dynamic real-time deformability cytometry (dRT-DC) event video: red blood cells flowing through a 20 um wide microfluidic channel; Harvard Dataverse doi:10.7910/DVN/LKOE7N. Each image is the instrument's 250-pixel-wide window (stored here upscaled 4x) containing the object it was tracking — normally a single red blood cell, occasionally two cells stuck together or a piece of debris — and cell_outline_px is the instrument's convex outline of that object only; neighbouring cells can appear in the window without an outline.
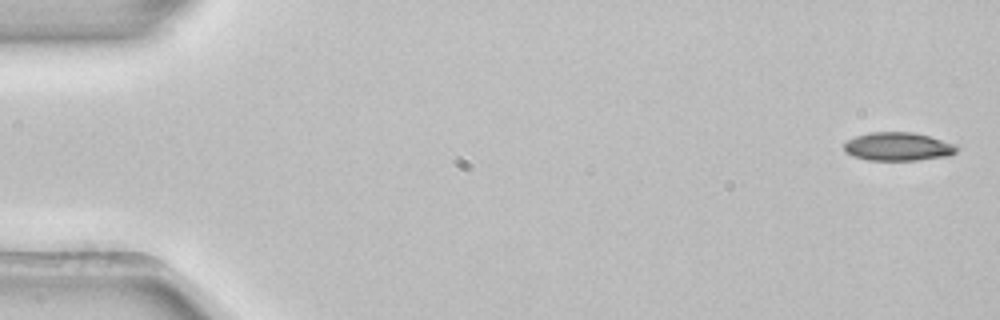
{"species": "common noctule bat (a hibernating species)", "species_latin": "Nyctalus noctula", "temperature_condition": "room temperature", "stored_images_in_passage": 4, "camera_frame_rate_fps": 3000, "um_per_image_px": 0.085, "animal": {"sex": "female", "body_mass_g": 22.7, "forearm_length_mm": 54.2}, "frame": {"image": 1, "passage_image": 1, "time_ms": 0.0, "image_size_px": [1000, 320], "cell_outline_px": [[960, 148], [956, 152], [948, 156], [916, 160], [868, 160], [852, 156], [844, 152], [844, 144], [848, 140], [856, 136], [868, 132], [912, 132], [928, 136], [956, 144]], "centroid_in_image_um": [76.33, 12.46], "position_along_channel_um": 8.7, "area_um2": 18.73}}
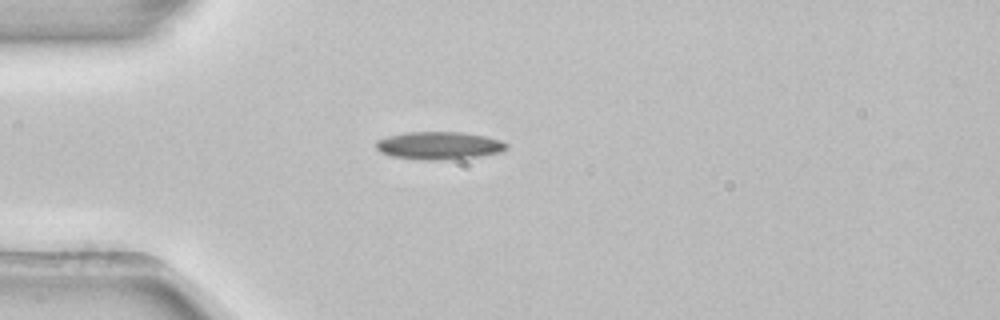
{"frame": {"image": 2, "passage_image": 4, "time_ms": 1.0, "image_size_px": [1000, 320], "cell_outline_px": [[508, 148], [500, 152], [480, 156], [440, 160], [424, 160], [392, 156], [380, 152], [376, 148], [376, 140], [388, 136], [404, 132], [464, 132], [484, 136], [500, 140], [508, 144]], "centroid_in_image_um": [37.31, 12.37], "position_along_channel_um": 47.7, "area_um2": 21.1}}